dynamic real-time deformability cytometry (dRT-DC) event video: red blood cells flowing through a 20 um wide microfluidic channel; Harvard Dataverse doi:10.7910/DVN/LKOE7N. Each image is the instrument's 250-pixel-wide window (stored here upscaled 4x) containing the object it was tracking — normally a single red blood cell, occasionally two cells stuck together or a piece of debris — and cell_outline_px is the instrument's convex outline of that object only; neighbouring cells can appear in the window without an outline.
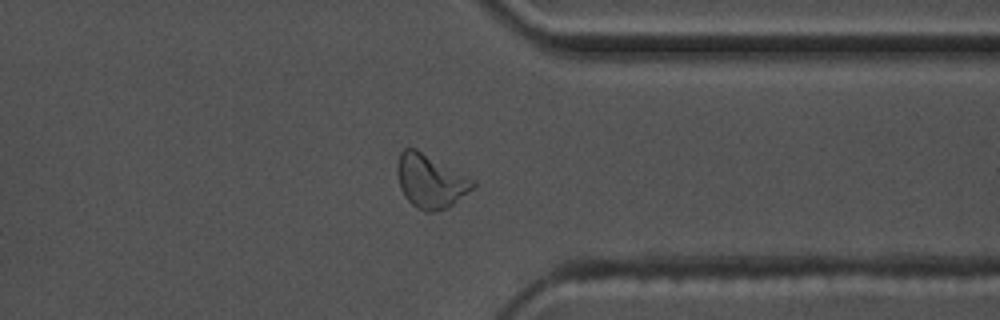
{"species": "common noctule bat (a hibernating species)", "species_latin": "Nyctalus noctula", "temperature_condition": "warm", "stored_images_in_passage": 57, "camera_frame_rate_fps": 3000, "um_per_image_px": 0.085, "animal": {"sex": "male", "body_mass_g": 17.5, "forearm_length_mm": 52.3}, "frame": {"image": 1, "passage_image": 45, "time_ms": 14.667, "image_size_px": [1000, 320], "cell_outline_px": [[476, 184], [472, 188], [448, 208], [432, 212], [424, 212], [416, 208], [404, 196], [400, 188], [396, 172], [396, 164], [400, 152], [404, 148], [416, 148], [476, 180]], "centroid_in_image_um": [36.56, 15.39], "position_along_channel_um": 374.8, "area_um2": 23.81}}
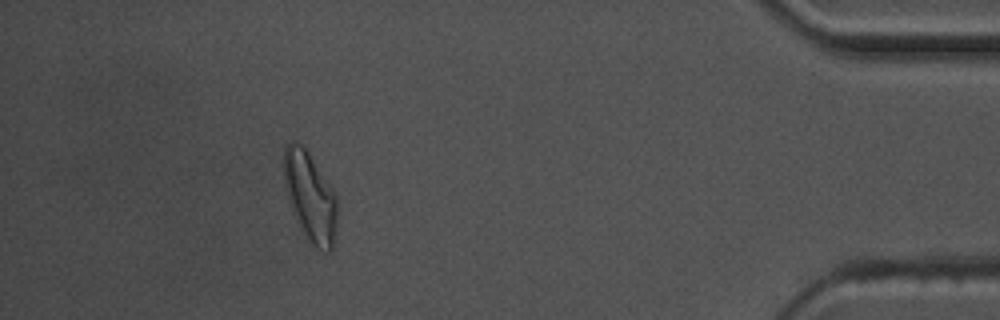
{"frame": {"image": 2, "passage_image": 52, "time_ms": 17.0, "image_size_px": [1000, 320], "cell_outline_px": [[336, 228], [332, 248], [328, 252], [316, 248], [312, 244], [296, 220], [284, 184], [284, 148], [288, 144], [296, 140], [308, 152], [332, 188], [336, 196]], "centroid_in_image_um": [26.36, 16.71], "position_along_channel_um": 408.8, "area_um2": 27.11}, "authors_computed_cell_mechanics": {"area_um2": 21.097, "velocity_mm_per_s": 3.6322, "shape_relaxation_time_tau1_ms": 5.5507, "shape_relaxation_time_tau2_ms": 2.3827, "deformation_change_tau1": 0.1881, "deformation_change_tau2": 0.0992}}